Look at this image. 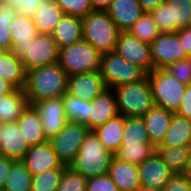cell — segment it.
<instances>
[{"mask_svg": "<svg viewBox=\"0 0 191 191\" xmlns=\"http://www.w3.org/2000/svg\"><path fill=\"white\" fill-rule=\"evenodd\" d=\"M67 79V73L58 62L26 72L24 91L29 105L62 97L67 92Z\"/></svg>", "mask_w": 191, "mask_h": 191, "instance_id": "obj_1", "label": "cell"}, {"mask_svg": "<svg viewBox=\"0 0 191 191\" xmlns=\"http://www.w3.org/2000/svg\"><path fill=\"white\" fill-rule=\"evenodd\" d=\"M113 157L114 154L104 148L95 132L89 131L69 167L88 179L107 174Z\"/></svg>", "mask_w": 191, "mask_h": 191, "instance_id": "obj_2", "label": "cell"}, {"mask_svg": "<svg viewBox=\"0 0 191 191\" xmlns=\"http://www.w3.org/2000/svg\"><path fill=\"white\" fill-rule=\"evenodd\" d=\"M11 51L21 59L26 72L59 60V48L51 34L38 33L30 42H15Z\"/></svg>", "mask_w": 191, "mask_h": 191, "instance_id": "obj_3", "label": "cell"}, {"mask_svg": "<svg viewBox=\"0 0 191 191\" xmlns=\"http://www.w3.org/2000/svg\"><path fill=\"white\" fill-rule=\"evenodd\" d=\"M114 89L118 113L124 117H143L153 106L148 76Z\"/></svg>", "mask_w": 191, "mask_h": 191, "instance_id": "obj_4", "label": "cell"}, {"mask_svg": "<svg viewBox=\"0 0 191 191\" xmlns=\"http://www.w3.org/2000/svg\"><path fill=\"white\" fill-rule=\"evenodd\" d=\"M83 40L101 54L114 51L120 30L106 11H92L82 18Z\"/></svg>", "mask_w": 191, "mask_h": 191, "instance_id": "obj_5", "label": "cell"}, {"mask_svg": "<svg viewBox=\"0 0 191 191\" xmlns=\"http://www.w3.org/2000/svg\"><path fill=\"white\" fill-rule=\"evenodd\" d=\"M154 105L176 113L185 94L186 86L165 69H154L147 74Z\"/></svg>", "mask_w": 191, "mask_h": 191, "instance_id": "obj_6", "label": "cell"}, {"mask_svg": "<svg viewBox=\"0 0 191 191\" xmlns=\"http://www.w3.org/2000/svg\"><path fill=\"white\" fill-rule=\"evenodd\" d=\"M101 53L89 42L81 40L59 49V65L68 76L100 70Z\"/></svg>", "mask_w": 191, "mask_h": 191, "instance_id": "obj_7", "label": "cell"}, {"mask_svg": "<svg viewBox=\"0 0 191 191\" xmlns=\"http://www.w3.org/2000/svg\"><path fill=\"white\" fill-rule=\"evenodd\" d=\"M100 73L106 87L112 89L139 81L147 75L143 69L130 63L115 51L101 55Z\"/></svg>", "mask_w": 191, "mask_h": 191, "instance_id": "obj_8", "label": "cell"}, {"mask_svg": "<svg viewBox=\"0 0 191 191\" xmlns=\"http://www.w3.org/2000/svg\"><path fill=\"white\" fill-rule=\"evenodd\" d=\"M149 13L160 33L177 32L190 26L191 0H166Z\"/></svg>", "mask_w": 191, "mask_h": 191, "instance_id": "obj_9", "label": "cell"}, {"mask_svg": "<svg viewBox=\"0 0 191 191\" xmlns=\"http://www.w3.org/2000/svg\"><path fill=\"white\" fill-rule=\"evenodd\" d=\"M89 128L84 124L68 121L64 128L48 141L56 152L59 160L69 166L79 153Z\"/></svg>", "mask_w": 191, "mask_h": 191, "instance_id": "obj_10", "label": "cell"}, {"mask_svg": "<svg viewBox=\"0 0 191 191\" xmlns=\"http://www.w3.org/2000/svg\"><path fill=\"white\" fill-rule=\"evenodd\" d=\"M114 51L130 63L139 66L147 74L155 69L151 59L150 44L141 41L128 31H120Z\"/></svg>", "mask_w": 191, "mask_h": 191, "instance_id": "obj_11", "label": "cell"}, {"mask_svg": "<svg viewBox=\"0 0 191 191\" xmlns=\"http://www.w3.org/2000/svg\"><path fill=\"white\" fill-rule=\"evenodd\" d=\"M150 50L155 69H164L169 64L188 57L179 42L176 32L160 33L150 44Z\"/></svg>", "mask_w": 191, "mask_h": 191, "instance_id": "obj_12", "label": "cell"}, {"mask_svg": "<svg viewBox=\"0 0 191 191\" xmlns=\"http://www.w3.org/2000/svg\"><path fill=\"white\" fill-rule=\"evenodd\" d=\"M32 106L40 115L42 129L48 140L58 134L68 122L62 97L41 100Z\"/></svg>", "mask_w": 191, "mask_h": 191, "instance_id": "obj_13", "label": "cell"}, {"mask_svg": "<svg viewBox=\"0 0 191 191\" xmlns=\"http://www.w3.org/2000/svg\"><path fill=\"white\" fill-rule=\"evenodd\" d=\"M21 161L32 176L67 166L59 160L49 141L31 146Z\"/></svg>", "mask_w": 191, "mask_h": 191, "instance_id": "obj_14", "label": "cell"}, {"mask_svg": "<svg viewBox=\"0 0 191 191\" xmlns=\"http://www.w3.org/2000/svg\"><path fill=\"white\" fill-rule=\"evenodd\" d=\"M106 87L100 70L68 76L67 94L92 101Z\"/></svg>", "mask_w": 191, "mask_h": 191, "instance_id": "obj_15", "label": "cell"}, {"mask_svg": "<svg viewBox=\"0 0 191 191\" xmlns=\"http://www.w3.org/2000/svg\"><path fill=\"white\" fill-rule=\"evenodd\" d=\"M17 122H0V154L13 160H22L30 149Z\"/></svg>", "mask_w": 191, "mask_h": 191, "instance_id": "obj_16", "label": "cell"}, {"mask_svg": "<svg viewBox=\"0 0 191 191\" xmlns=\"http://www.w3.org/2000/svg\"><path fill=\"white\" fill-rule=\"evenodd\" d=\"M138 171L141 185L158 191H161L165 183L174 175L156 151L138 165Z\"/></svg>", "mask_w": 191, "mask_h": 191, "instance_id": "obj_17", "label": "cell"}, {"mask_svg": "<svg viewBox=\"0 0 191 191\" xmlns=\"http://www.w3.org/2000/svg\"><path fill=\"white\" fill-rule=\"evenodd\" d=\"M106 12L120 31H129L145 13L138 0H112Z\"/></svg>", "mask_w": 191, "mask_h": 191, "instance_id": "obj_18", "label": "cell"}, {"mask_svg": "<svg viewBox=\"0 0 191 191\" xmlns=\"http://www.w3.org/2000/svg\"><path fill=\"white\" fill-rule=\"evenodd\" d=\"M119 115L114 89L105 88L91 101L90 131Z\"/></svg>", "mask_w": 191, "mask_h": 191, "instance_id": "obj_19", "label": "cell"}, {"mask_svg": "<svg viewBox=\"0 0 191 191\" xmlns=\"http://www.w3.org/2000/svg\"><path fill=\"white\" fill-rule=\"evenodd\" d=\"M174 112L154 105L143 117L150 143L156 148L163 141Z\"/></svg>", "mask_w": 191, "mask_h": 191, "instance_id": "obj_20", "label": "cell"}, {"mask_svg": "<svg viewBox=\"0 0 191 191\" xmlns=\"http://www.w3.org/2000/svg\"><path fill=\"white\" fill-rule=\"evenodd\" d=\"M108 175L119 191H136L141 185L138 165L113 157Z\"/></svg>", "mask_w": 191, "mask_h": 191, "instance_id": "obj_21", "label": "cell"}, {"mask_svg": "<svg viewBox=\"0 0 191 191\" xmlns=\"http://www.w3.org/2000/svg\"><path fill=\"white\" fill-rule=\"evenodd\" d=\"M82 18L72 15H64L55 26L51 35L57 42L58 48L70 46L83 39Z\"/></svg>", "mask_w": 191, "mask_h": 191, "instance_id": "obj_22", "label": "cell"}, {"mask_svg": "<svg viewBox=\"0 0 191 191\" xmlns=\"http://www.w3.org/2000/svg\"><path fill=\"white\" fill-rule=\"evenodd\" d=\"M0 77L15 89H24L26 71L20 58L11 50L0 51Z\"/></svg>", "mask_w": 191, "mask_h": 191, "instance_id": "obj_23", "label": "cell"}, {"mask_svg": "<svg viewBox=\"0 0 191 191\" xmlns=\"http://www.w3.org/2000/svg\"><path fill=\"white\" fill-rule=\"evenodd\" d=\"M17 123L30 146H35L48 141L42 129L40 115L33 106L29 105L26 108L18 118Z\"/></svg>", "mask_w": 191, "mask_h": 191, "instance_id": "obj_24", "label": "cell"}, {"mask_svg": "<svg viewBox=\"0 0 191 191\" xmlns=\"http://www.w3.org/2000/svg\"><path fill=\"white\" fill-rule=\"evenodd\" d=\"M28 106L24 89H15L10 94L0 96V122H17Z\"/></svg>", "mask_w": 191, "mask_h": 191, "instance_id": "obj_25", "label": "cell"}, {"mask_svg": "<svg viewBox=\"0 0 191 191\" xmlns=\"http://www.w3.org/2000/svg\"><path fill=\"white\" fill-rule=\"evenodd\" d=\"M124 129V116L121 114L108 120L93 130L104 148L113 154L121 147Z\"/></svg>", "mask_w": 191, "mask_h": 191, "instance_id": "obj_26", "label": "cell"}, {"mask_svg": "<svg viewBox=\"0 0 191 191\" xmlns=\"http://www.w3.org/2000/svg\"><path fill=\"white\" fill-rule=\"evenodd\" d=\"M191 145V119L174 113L168 131L157 147H177Z\"/></svg>", "mask_w": 191, "mask_h": 191, "instance_id": "obj_27", "label": "cell"}, {"mask_svg": "<svg viewBox=\"0 0 191 191\" xmlns=\"http://www.w3.org/2000/svg\"><path fill=\"white\" fill-rule=\"evenodd\" d=\"M64 15L55 1L40 4L33 17L37 32L51 34Z\"/></svg>", "mask_w": 191, "mask_h": 191, "instance_id": "obj_28", "label": "cell"}, {"mask_svg": "<svg viewBox=\"0 0 191 191\" xmlns=\"http://www.w3.org/2000/svg\"><path fill=\"white\" fill-rule=\"evenodd\" d=\"M62 102L68 121L84 124L90 130L91 101L66 93L62 96Z\"/></svg>", "mask_w": 191, "mask_h": 191, "instance_id": "obj_29", "label": "cell"}, {"mask_svg": "<svg viewBox=\"0 0 191 191\" xmlns=\"http://www.w3.org/2000/svg\"><path fill=\"white\" fill-rule=\"evenodd\" d=\"M156 152L174 174L184 172L191 154V145L177 147H156Z\"/></svg>", "mask_w": 191, "mask_h": 191, "instance_id": "obj_30", "label": "cell"}, {"mask_svg": "<svg viewBox=\"0 0 191 191\" xmlns=\"http://www.w3.org/2000/svg\"><path fill=\"white\" fill-rule=\"evenodd\" d=\"M156 148L151 143L121 144L114 153V157L121 160L140 165L148 159Z\"/></svg>", "mask_w": 191, "mask_h": 191, "instance_id": "obj_31", "label": "cell"}, {"mask_svg": "<svg viewBox=\"0 0 191 191\" xmlns=\"http://www.w3.org/2000/svg\"><path fill=\"white\" fill-rule=\"evenodd\" d=\"M32 175L21 160L11 164L10 172L4 186L5 191H31Z\"/></svg>", "mask_w": 191, "mask_h": 191, "instance_id": "obj_32", "label": "cell"}, {"mask_svg": "<svg viewBox=\"0 0 191 191\" xmlns=\"http://www.w3.org/2000/svg\"><path fill=\"white\" fill-rule=\"evenodd\" d=\"M121 144L150 143L147 128L142 117H124Z\"/></svg>", "mask_w": 191, "mask_h": 191, "instance_id": "obj_33", "label": "cell"}, {"mask_svg": "<svg viewBox=\"0 0 191 191\" xmlns=\"http://www.w3.org/2000/svg\"><path fill=\"white\" fill-rule=\"evenodd\" d=\"M12 45L15 42L26 43L34 40L38 34L32 17L18 14L10 25Z\"/></svg>", "mask_w": 191, "mask_h": 191, "instance_id": "obj_34", "label": "cell"}, {"mask_svg": "<svg viewBox=\"0 0 191 191\" xmlns=\"http://www.w3.org/2000/svg\"><path fill=\"white\" fill-rule=\"evenodd\" d=\"M18 14L15 7L0 3V51L12 49L10 25Z\"/></svg>", "mask_w": 191, "mask_h": 191, "instance_id": "obj_35", "label": "cell"}, {"mask_svg": "<svg viewBox=\"0 0 191 191\" xmlns=\"http://www.w3.org/2000/svg\"><path fill=\"white\" fill-rule=\"evenodd\" d=\"M141 41L151 44L160 34L158 26L154 23L150 13L145 12L128 31Z\"/></svg>", "mask_w": 191, "mask_h": 191, "instance_id": "obj_36", "label": "cell"}, {"mask_svg": "<svg viewBox=\"0 0 191 191\" xmlns=\"http://www.w3.org/2000/svg\"><path fill=\"white\" fill-rule=\"evenodd\" d=\"M64 168H56L32 176L31 191H56Z\"/></svg>", "mask_w": 191, "mask_h": 191, "instance_id": "obj_37", "label": "cell"}, {"mask_svg": "<svg viewBox=\"0 0 191 191\" xmlns=\"http://www.w3.org/2000/svg\"><path fill=\"white\" fill-rule=\"evenodd\" d=\"M87 179L66 166L56 191H86Z\"/></svg>", "mask_w": 191, "mask_h": 191, "instance_id": "obj_38", "label": "cell"}, {"mask_svg": "<svg viewBox=\"0 0 191 191\" xmlns=\"http://www.w3.org/2000/svg\"><path fill=\"white\" fill-rule=\"evenodd\" d=\"M65 15L85 17L92 12L90 0H55Z\"/></svg>", "mask_w": 191, "mask_h": 191, "instance_id": "obj_39", "label": "cell"}, {"mask_svg": "<svg viewBox=\"0 0 191 191\" xmlns=\"http://www.w3.org/2000/svg\"><path fill=\"white\" fill-rule=\"evenodd\" d=\"M171 75L176 77L185 85L191 84V57H187L175 63L169 64L166 68Z\"/></svg>", "mask_w": 191, "mask_h": 191, "instance_id": "obj_40", "label": "cell"}, {"mask_svg": "<svg viewBox=\"0 0 191 191\" xmlns=\"http://www.w3.org/2000/svg\"><path fill=\"white\" fill-rule=\"evenodd\" d=\"M86 191H119V189L107 173L88 178Z\"/></svg>", "mask_w": 191, "mask_h": 191, "instance_id": "obj_41", "label": "cell"}, {"mask_svg": "<svg viewBox=\"0 0 191 191\" xmlns=\"http://www.w3.org/2000/svg\"><path fill=\"white\" fill-rule=\"evenodd\" d=\"M161 191H191V183L181 174H174Z\"/></svg>", "mask_w": 191, "mask_h": 191, "instance_id": "obj_42", "label": "cell"}, {"mask_svg": "<svg viewBox=\"0 0 191 191\" xmlns=\"http://www.w3.org/2000/svg\"><path fill=\"white\" fill-rule=\"evenodd\" d=\"M176 114L191 119V84L186 86L185 94Z\"/></svg>", "mask_w": 191, "mask_h": 191, "instance_id": "obj_43", "label": "cell"}, {"mask_svg": "<svg viewBox=\"0 0 191 191\" xmlns=\"http://www.w3.org/2000/svg\"><path fill=\"white\" fill-rule=\"evenodd\" d=\"M39 5L40 2L38 0H23V2L18 4L16 10L22 15L33 18Z\"/></svg>", "mask_w": 191, "mask_h": 191, "instance_id": "obj_44", "label": "cell"}, {"mask_svg": "<svg viewBox=\"0 0 191 191\" xmlns=\"http://www.w3.org/2000/svg\"><path fill=\"white\" fill-rule=\"evenodd\" d=\"M15 160L7 158L4 155H0V190H4V186L7 181V176L11 169V164Z\"/></svg>", "mask_w": 191, "mask_h": 191, "instance_id": "obj_45", "label": "cell"}, {"mask_svg": "<svg viewBox=\"0 0 191 191\" xmlns=\"http://www.w3.org/2000/svg\"><path fill=\"white\" fill-rule=\"evenodd\" d=\"M176 33L184 52L191 57V28L179 29Z\"/></svg>", "mask_w": 191, "mask_h": 191, "instance_id": "obj_46", "label": "cell"}, {"mask_svg": "<svg viewBox=\"0 0 191 191\" xmlns=\"http://www.w3.org/2000/svg\"><path fill=\"white\" fill-rule=\"evenodd\" d=\"M141 4L142 10L149 13L151 10L156 9L161 3L166 0H138Z\"/></svg>", "mask_w": 191, "mask_h": 191, "instance_id": "obj_47", "label": "cell"}, {"mask_svg": "<svg viewBox=\"0 0 191 191\" xmlns=\"http://www.w3.org/2000/svg\"><path fill=\"white\" fill-rule=\"evenodd\" d=\"M112 0H90L93 11H107Z\"/></svg>", "mask_w": 191, "mask_h": 191, "instance_id": "obj_48", "label": "cell"}, {"mask_svg": "<svg viewBox=\"0 0 191 191\" xmlns=\"http://www.w3.org/2000/svg\"><path fill=\"white\" fill-rule=\"evenodd\" d=\"M14 90L15 88L9 82L0 77V96L10 94Z\"/></svg>", "mask_w": 191, "mask_h": 191, "instance_id": "obj_49", "label": "cell"}, {"mask_svg": "<svg viewBox=\"0 0 191 191\" xmlns=\"http://www.w3.org/2000/svg\"><path fill=\"white\" fill-rule=\"evenodd\" d=\"M186 179L191 183V154H190V158L187 162L186 168L184 170V172L182 173Z\"/></svg>", "mask_w": 191, "mask_h": 191, "instance_id": "obj_50", "label": "cell"}, {"mask_svg": "<svg viewBox=\"0 0 191 191\" xmlns=\"http://www.w3.org/2000/svg\"><path fill=\"white\" fill-rule=\"evenodd\" d=\"M23 2V0H0V3L9 5L11 7H17L19 3Z\"/></svg>", "mask_w": 191, "mask_h": 191, "instance_id": "obj_51", "label": "cell"}, {"mask_svg": "<svg viewBox=\"0 0 191 191\" xmlns=\"http://www.w3.org/2000/svg\"><path fill=\"white\" fill-rule=\"evenodd\" d=\"M136 191H158L154 188H151V187H145V186H142L140 185Z\"/></svg>", "mask_w": 191, "mask_h": 191, "instance_id": "obj_52", "label": "cell"}, {"mask_svg": "<svg viewBox=\"0 0 191 191\" xmlns=\"http://www.w3.org/2000/svg\"><path fill=\"white\" fill-rule=\"evenodd\" d=\"M40 2V4H46V3H50L53 2L55 0H38Z\"/></svg>", "mask_w": 191, "mask_h": 191, "instance_id": "obj_53", "label": "cell"}]
</instances>
